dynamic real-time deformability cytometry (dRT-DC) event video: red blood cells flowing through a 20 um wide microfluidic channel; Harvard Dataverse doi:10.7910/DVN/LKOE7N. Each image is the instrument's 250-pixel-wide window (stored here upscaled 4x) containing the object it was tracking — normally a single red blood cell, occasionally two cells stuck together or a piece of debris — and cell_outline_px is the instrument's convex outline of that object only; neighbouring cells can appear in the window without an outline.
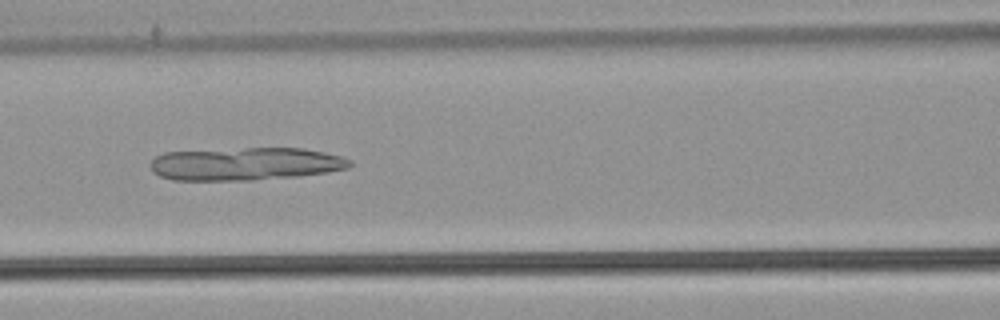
{"species": "common noctule bat (a hibernating species)", "species_latin": "Nyctalus noctula", "temperature_condition": "warm", "stored_images_in_passage": 52, "camera_frame_rate_fps": 3000, "um_per_image_px": 0.085, "animal": {"sex": "male", "body_mass_g": 21.5, "forearm_length_mm": 52.0}, "frame": {"image": 1, "passage_image": 23, "time_ms": 7.333, "image_size_px": [1000, 320], "cell_outline_px": [[352, 164], [348, 168], [328, 172], [296, 176], [252, 180], [172, 180], [160, 176], [152, 172], [148, 164], [156, 156], [164, 152], [244, 148], [304, 148], [324, 152], [340, 156], [352, 160]], "centroid_in_image_um": [20.84, 13.93], "position_along_channel_um": 145.8, "area_um2": 38.38}}
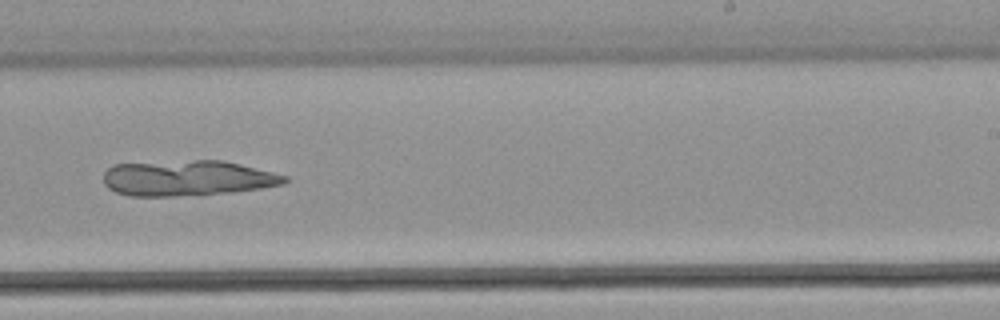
{"frame": {"image": 2, "passage_image": 33, "time_ms": 10.667, "image_size_px": [1000, 320], "cell_outline_px": [[288, 180], [284, 184], [260, 188], [232, 192], [172, 196], [128, 196], [116, 192], [108, 188], [104, 184], [104, 172], [112, 164], [192, 160], [224, 160], [288, 176]], "centroid_in_image_um": [15.91, 15.13], "position_along_channel_um": 273.1, "area_um2": 37.51}}
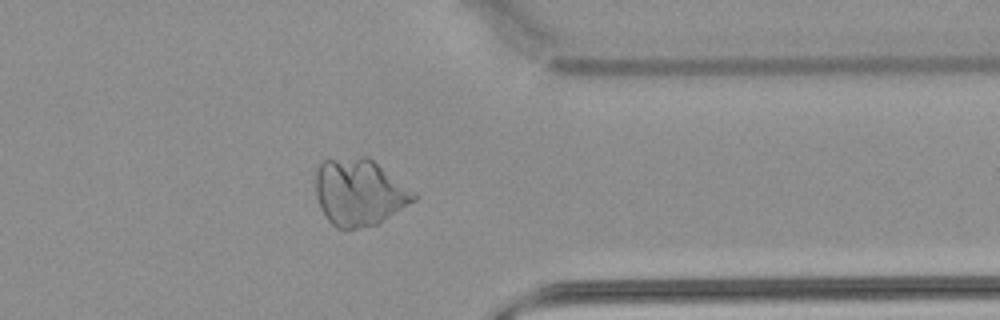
{"frame": {"image": 3, "passage_image": 42, "time_ms": 13.667, "image_size_px": [1000, 320], "cell_outline_px": [[420, 196], [416, 200], [376, 224], [356, 228], [336, 228], [328, 220], [320, 208], [316, 196], [316, 168], [324, 160], [360, 156], [368, 156], [416, 192]], "centroid_in_image_um": [30.55, 16.33], "position_along_channel_um": 380.9, "area_um2": 38.21}}